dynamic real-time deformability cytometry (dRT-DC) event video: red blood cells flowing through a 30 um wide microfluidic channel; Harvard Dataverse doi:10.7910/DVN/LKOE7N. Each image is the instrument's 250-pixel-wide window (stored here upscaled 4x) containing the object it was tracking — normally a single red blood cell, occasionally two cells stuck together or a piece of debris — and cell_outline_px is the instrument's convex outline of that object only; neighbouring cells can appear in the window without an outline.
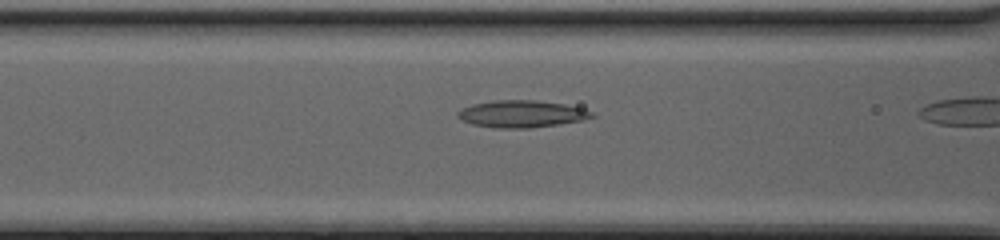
{"species": "common noctule bat (a hibernating species)", "species_latin": "Nyctalus noctula", "temperature_condition": "cold", "stored_images_in_passage": 7, "camera_frame_rate_fps": 3000, "um_per_image_px": 0.085, "animal": {"sex": "female", "body_mass_g": 20.0, "forearm_length_mm": 54.0}, "frame": {"image": 1, "passage_image": 6, "time_ms": 1.667, "image_size_px": [1000, 240], "cell_outline_px": [[596, 116], [584, 120], [560, 124], [528, 128], [496, 128], [472, 124], [456, 116], [456, 112], [472, 104], [492, 100], [536, 100], [564, 104], [580, 108], [592, 112]], "centroid_in_image_um": [44.33, 9.68], "position_along_channel_um": 122.3, "area_um2": 21.1}}